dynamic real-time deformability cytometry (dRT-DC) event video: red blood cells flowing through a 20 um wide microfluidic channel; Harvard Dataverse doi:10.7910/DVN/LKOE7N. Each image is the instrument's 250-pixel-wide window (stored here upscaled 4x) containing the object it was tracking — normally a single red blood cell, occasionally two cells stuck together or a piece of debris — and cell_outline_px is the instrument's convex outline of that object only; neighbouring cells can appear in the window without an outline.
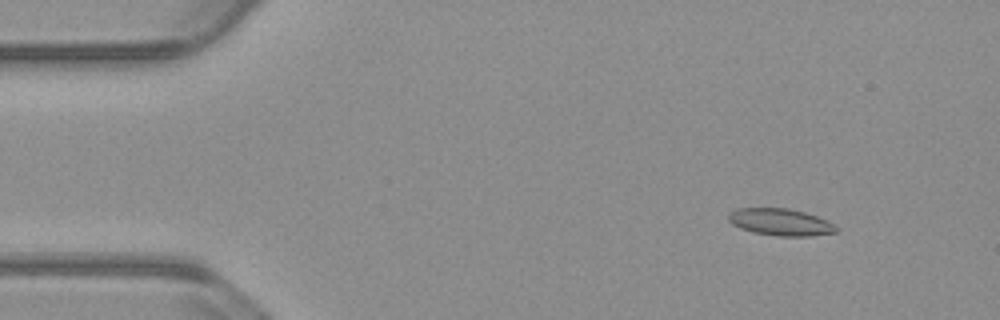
{"species": "common noctule bat (a hibernating species)", "species_latin": "Nyctalus noctula", "temperature_condition": "warm", "stored_images_in_passage": 54, "camera_frame_rate_fps": 3000, "um_per_image_px": 0.085, "animal": {"sex": "male", "body_mass_g": 23.1, "forearm_length_mm": 52.7}, "frame": {"image": 1, "passage_image": 6, "time_ms": 1.667, "image_size_px": [1000, 320], "cell_outline_px": [[836, 232], [812, 236], [780, 236], [752, 232], [740, 228], [732, 224], [728, 220], [728, 216], [736, 208], [788, 208], [804, 212], [828, 220], [836, 228]], "centroid_in_image_um": [66.32, 18.88], "position_along_channel_um": 18.7, "area_um2": 16.82}}
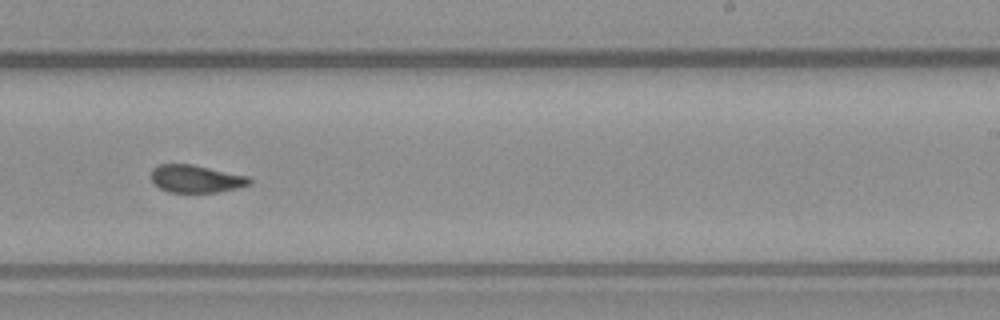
{"frame": {"image": 2, "passage_image": 33, "time_ms": 10.667, "image_size_px": [1000, 320], "cell_outline_px": [[252, 184], [236, 188], [216, 192], [168, 192], [152, 184], [152, 168], [160, 164], [192, 164], [248, 176], [252, 180]], "centroid_in_image_um": [16.65, 15.19], "position_along_channel_um": 272.4, "area_um2": 15.84}}
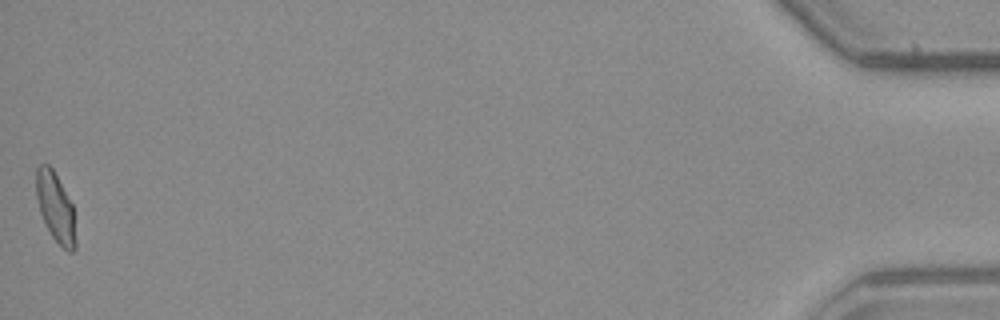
{"frame": {"image": 3, "passage_image": 54, "time_ms": 17.667, "image_size_px": [1000, 320], "cell_outline_px": [[76, 248], [72, 252], [68, 252], [52, 236], [40, 212], [36, 196], [36, 168], [40, 164], [48, 164], [52, 168], [72, 204], [76, 240]], "centroid_in_image_um": [4.72, 17.62], "position_along_channel_um": 430.5, "area_um2": 15.66}, "authors_computed_cell_mechanics": {"area_um2": 16.5597, "velocity_mm_per_s": 3.8116, "shape_relaxation_time_tau1_ms": null, "shape_relaxation_time_tau2_ms": 1.6656, "deformation_change_tau1": null, "deformation_change_tau2": 0.0572}}